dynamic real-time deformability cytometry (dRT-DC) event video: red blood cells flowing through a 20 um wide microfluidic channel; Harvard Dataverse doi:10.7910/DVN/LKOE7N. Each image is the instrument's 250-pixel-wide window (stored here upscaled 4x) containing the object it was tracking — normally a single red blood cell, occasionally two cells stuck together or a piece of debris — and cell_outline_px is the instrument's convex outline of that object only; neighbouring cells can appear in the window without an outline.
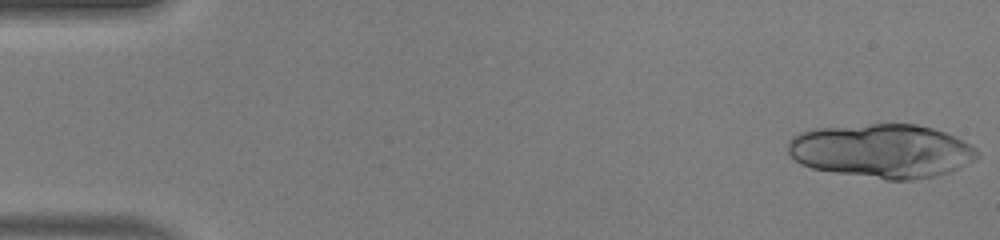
{"species": "human", "species_latin": "Homo sapiens", "temperature_condition": "warm", "stored_images_in_passage": 20, "segment_of_instrument_passage": [1, 2], "camera_frame_rate_fps": 3000, "um_per_image_px": 0.085, "donor": {"sex": "male"}, "frame": {"image": 1, "passage_image": 1, "time_ms": 0.0, "image_size_px": [1000, 240], "cell_outline_px": [[980, 156], [976, 160], [948, 172], [936, 176], [912, 180], [888, 180], [836, 172], [812, 168], [800, 164], [788, 152], [788, 140], [792, 136], [800, 132], [816, 128], [872, 124], [916, 124], [932, 128], [944, 132], [976, 148], [980, 152]], "centroid_in_image_um": [74.95, 12.83], "position_along_channel_um": 10.0, "area_um2": 59.3}}